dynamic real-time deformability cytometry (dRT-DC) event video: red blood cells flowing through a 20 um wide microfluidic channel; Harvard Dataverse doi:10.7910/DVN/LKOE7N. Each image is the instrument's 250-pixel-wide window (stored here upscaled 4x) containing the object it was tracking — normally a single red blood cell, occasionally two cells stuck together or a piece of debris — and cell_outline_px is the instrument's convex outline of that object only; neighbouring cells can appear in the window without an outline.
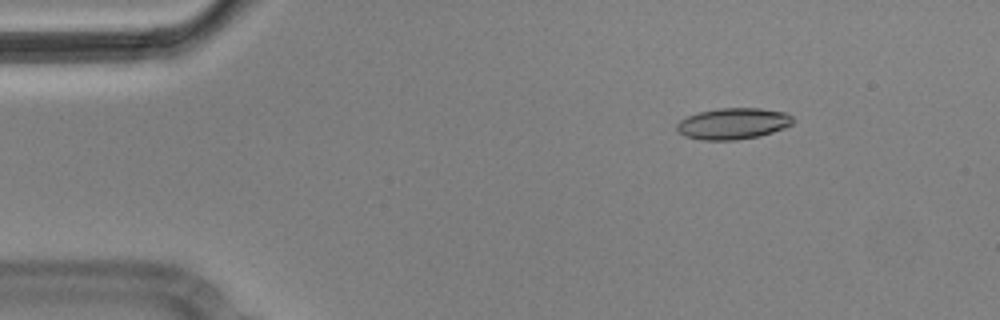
{"species": "Egyptian fruit bat (a non-hibernating species)", "species_latin": "Rousettus aegyptiacus", "temperature_condition": "cold", "stored_images_in_passage": 5, "segment_of_instrument_passage": [2, 2], "camera_frame_rate_fps": 3000, "um_per_image_px": 0.085, "animal": {"sex": "male"}, "frame": {"image": 1, "passage_image": 5, "time_ms": 1.333, "image_size_px": [1000, 320], "cell_outline_px": [[792, 124], [784, 128], [760, 136], [736, 140], [700, 140], [684, 136], [676, 128], [676, 124], [680, 120], [688, 116], [700, 112], [720, 108], [760, 108], [788, 112], [792, 116]], "centroid_in_image_um": [62.32, 10.51], "position_along_channel_um": 22.7, "area_um2": 21.21}}